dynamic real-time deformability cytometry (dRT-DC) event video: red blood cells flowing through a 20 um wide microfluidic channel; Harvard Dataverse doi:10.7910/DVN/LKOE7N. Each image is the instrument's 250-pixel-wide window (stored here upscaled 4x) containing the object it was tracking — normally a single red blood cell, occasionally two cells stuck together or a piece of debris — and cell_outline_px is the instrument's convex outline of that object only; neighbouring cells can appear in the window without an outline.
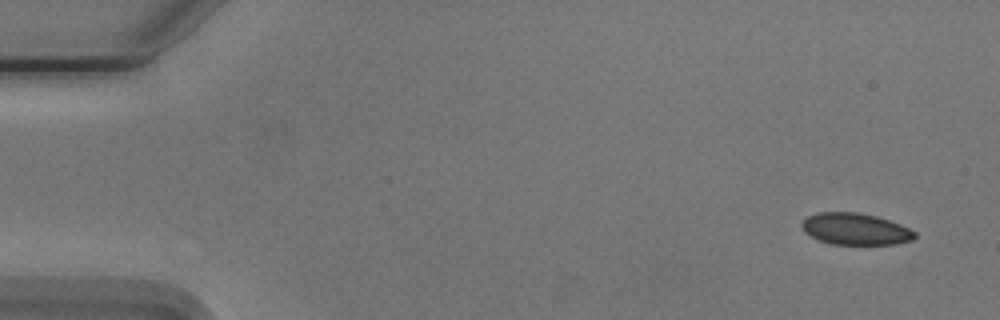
{"species": "Egyptian fruit bat (a non-hibernating species)", "species_latin": "Rousettus aegyptiacus", "temperature_condition": "cold", "stored_images_in_passage": 4, "camera_frame_rate_fps": 3000, "um_per_image_px": 0.085, "animal": {"sex": "male"}, "frame": {"image": 1, "passage_image": 1, "time_ms": 0.0, "image_size_px": [1000, 320], "cell_outline_px": [[916, 236], [912, 240], [896, 244], [832, 244], [820, 240], [804, 232], [800, 224], [808, 216], [816, 212], [860, 212], [876, 216], [900, 224], [916, 232]], "centroid_in_image_um": [72.7, 19.46], "position_along_channel_um": 12.3, "area_um2": 20.81}}
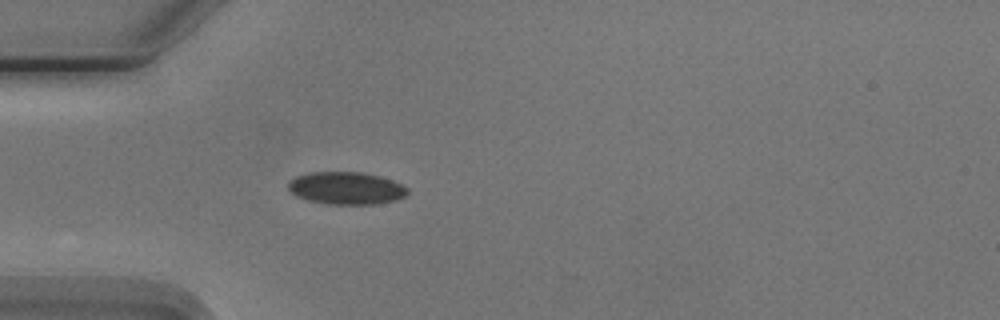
{"frame": {"image": 2, "passage_image": 4, "time_ms": 4.333, "image_size_px": [1000, 320], "cell_outline_px": [[408, 192], [404, 196], [396, 200], [376, 204], [328, 204], [308, 200], [296, 196], [288, 188], [288, 184], [296, 176], [308, 172], [360, 172], [380, 176], [392, 180], [408, 188]], "centroid_in_image_um": [29.43, 15.99], "position_along_channel_um": 55.6, "area_um2": 22.48}}